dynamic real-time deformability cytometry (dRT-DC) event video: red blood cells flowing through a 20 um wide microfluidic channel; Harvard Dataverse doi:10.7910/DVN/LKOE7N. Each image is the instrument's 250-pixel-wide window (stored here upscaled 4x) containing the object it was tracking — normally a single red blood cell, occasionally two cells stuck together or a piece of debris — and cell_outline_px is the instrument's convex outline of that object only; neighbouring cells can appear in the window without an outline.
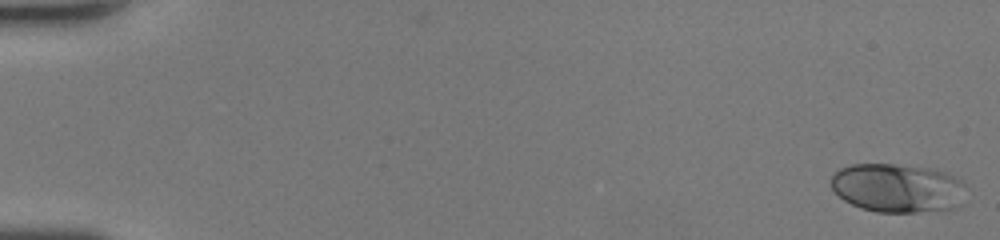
{"species": "human", "species_latin": "Homo sapiens", "temperature_condition": "room temperature", "stored_images_in_passage": 48, "camera_frame_rate_fps": 3000, "um_per_image_px": 0.085, "donor": {"sex": "female"}, "frame": {"image": 1, "passage_image": 1, "time_ms": 0.0, "image_size_px": [1000, 240], "cell_outline_px": [[964, 184], [960, 204], [952, 208], [916, 212], [876, 212], [860, 208], [844, 200], [832, 188], [832, 176], [840, 168], [852, 164], [896, 164], [936, 168], [948, 172], [960, 180]], "centroid_in_image_um": [76.28, 15.96], "position_along_channel_um": 8.7, "area_um2": 38.38}}
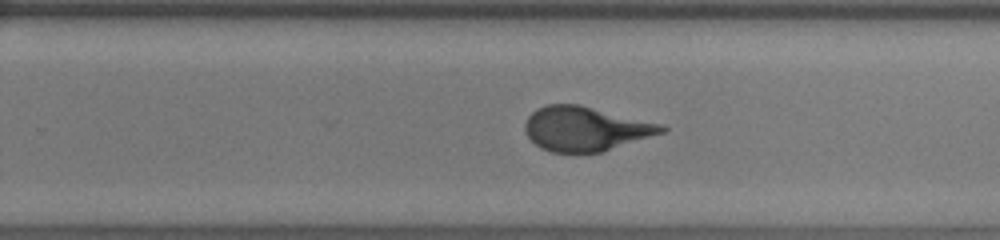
{"frame": {"image": 2, "passage_image": 32, "time_ms": 10.333, "image_size_px": [1000, 240], "cell_outline_px": [[668, 128], [664, 132], [604, 152], [576, 156], [552, 152], [540, 148], [524, 132], [524, 124], [528, 116], [536, 108], [548, 104], [580, 104], [664, 124]], "centroid_in_image_um": [49.77, 10.98], "position_along_channel_um": 280.0, "area_um2": 36.36}}
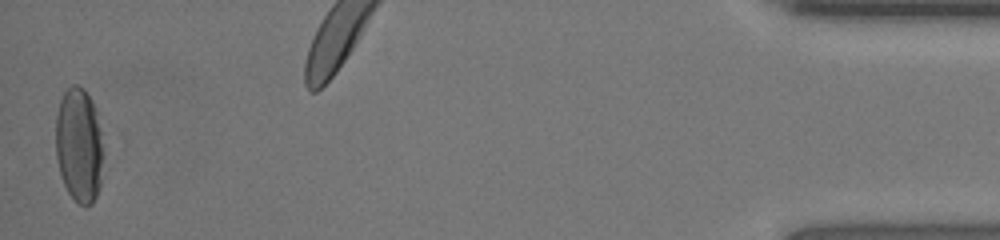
{"frame": {"image": 3, "passage_image": 48, "time_ms": 15.667, "image_size_px": [1000, 240], "cell_outline_px": [[104, 156], [100, 188], [92, 204], [84, 208], [68, 192], [60, 176], [56, 156], [56, 112], [60, 100], [64, 92], [72, 84], [76, 84], [84, 88], [92, 100], [96, 108], [104, 152]], "centroid_in_image_um": [6.73, 12.34], "position_along_channel_um": 428.5, "area_um2": 32.48}, "authors_computed_cell_mechanics": {"area_um2": 35.0268, "velocity_mm_per_s": 4.3868, "shape_relaxation_time_tau1_ms": 2.9366, "shape_relaxation_time_tau2_ms": 0.501, "deformation_change_tau1": 0.1514, "deformation_change_tau2": 0.0506}}